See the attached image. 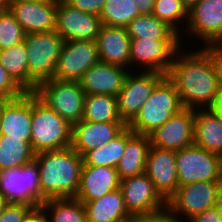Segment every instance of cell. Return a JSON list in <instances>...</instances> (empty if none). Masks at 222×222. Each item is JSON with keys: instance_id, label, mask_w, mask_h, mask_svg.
Masks as SVG:
<instances>
[{"instance_id": "1", "label": "cell", "mask_w": 222, "mask_h": 222, "mask_svg": "<svg viewBox=\"0 0 222 222\" xmlns=\"http://www.w3.org/2000/svg\"><path fill=\"white\" fill-rule=\"evenodd\" d=\"M187 52L182 47L176 52L166 76L184 108L211 109L220 91L212 62L201 48Z\"/></svg>"}, {"instance_id": "2", "label": "cell", "mask_w": 222, "mask_h": 222, "mask_svg": "<svg viewBox=\"0 0 222 222\" xmlns=\"http://www.w3.org/2000/svg\"><path fill=\"white\" fill-rule=\"evenodd\" d=\"M40 172V190L48 199L76 198L83 157L70 147L35 154Z\"/></svg>"}, {"instance_id": "3", "label": "cell", "mask_w": 222, "mask_h": 222, "mask_svg": "<svg viewBox=\"0 0 222 222\" xmlns=\"http://www.w3.org/2000/svg\"><path fill=\"white\" fill-rule=\"evenodd\" d=\"M182 109L184 107L174 84L165 76L127 126L134 133L149 135Z\"/></svg>"}, {"instance_id": "4", "label": "cell", "mask_w": 222, "mask_h": 222, "mask_svg": "<svg viewBox=\"0 0 222 222\" xmlns=\"http://www.w3.org/2000/svg\"><path fill=\"white\" fill-rule=\"evenodd\" d=\"M72 125L32 92L31 146L35 153L71 146Z\"/></svg>"}, {"instance_id": "5", "label": "cell", "mask_w": 222, "mask_h": 222, "mask_svg": "<svg viewBox=\"0 0 222 222\" xmlns=\"http://www.w3.org/2000/svg\"><path fill=\"white\" fill-rule=\"evenodd\" d=\"M221 203L220 182H194L179 186L166 206L176 222H184L183 219L187 222L193 216Z\"/></svg>"}, {"instance_id": "6", "label": "cell", "mask_w": 222, "mask_h": 222, "mask_svg": "<svg viewBox=\"0 0 222 222\" xmlns=\"http://www.w3.org/2000/svg\"><path fill=\"white\" fill-rule=\"evenodd\" d=\"M34 93L71 125L82 120L86 94L79 81L49 79L39 83Z\"/></svg>"}, {"instance_id": "7", "label": "cell", "mask_w": 222, "mask_h": 222, "mask_svg": "<svg viewBox=\"0 0 222 222\" xmlns=\"http://www.w3.org/2000/svg\"><path fill=\"white\" fill-rule=\"evenodd\" d=\"M29 76L37 83L53 79L65 40L55 30L25 34Z\"/></svg>"}, {"instance_id": "8", "label": "cell", "mask_w": 222, "mask_h": 222, "mask_svg": "<svg viewBox=\"0 0 222 222\" xmlns=\"http://www.w3.org/2000/svg\"><path fill=\"white\" fill-rule=\"evenodd\" d=\"M0 194L9 203L41 207L47 198L40 190V172L36 160L18 168L0 171Z\"/></svg>"}, {"instance_id": "9", "label": "cell", "mask_w": 222, "mask_h": 222, "mask_svg": "<svg viewBox=\"0 0 222 222\" xmlns=\"http://www.w3.org/2000/svg\"><path fill=\"white\" fill-rule=\"evenodd\" d=\"M178 187L194 182H220L222 157L195 144L175 151Z\"/></svg>"}, {"instance_id": "10", "label": "cell", "mask_w": 222, "mask_h": 222, "mask_svg": "<svg viewBox=\"0 0 222 222\" xmlns=\"http://www.w3.org/2000/svg\"><path fill=\"white\" fill-rule=\"evenodd\" d=\"M130 69L123 88L117 94L118 113L121 120L128 125L151 96L155 86L166 76L155 71H141ZM134 74V75H133Z\"/></svg>"}, {"instance_id": "11", "label": "cell", "mask_w": 222, "mask_h": 222, "mask_svg": "<svg viewBox=\"0 0 222 222\" xmlns=\"http://www.w3.org/2000/svg\"><path fill=\"white\" fill-rule=\"evenodd\" d=\"M180 43L181 39H131L130 66L136 64L145 67L142 71L167 75L176 52L184 47Z\"/></svg>"}, {"instance_id": "12", "label": "cell", "mask_w": 222, "mask_h": 222, "mask_svg": "<svg viewBox=\"0 0 222 222\" xmlns=\"http://www.w3.org/2000/svg\"><path fill=\"white\" fill-rule=\"evenodd\" d=\"M99 61L96 40L65 41L53 79L79 81L84 73Z\"/></svg>"}, {"instance_id": "13", "label": "cell", "mask_w": 222, "mask_h": 222, "mask_svg": "<svg viewBox=\"0 0 222 222\" xmlns=\"http://www.w3.org/2000/svg\"><path fill=\"white\" fill-rule=\"evenodd\" d=\"M195 110L184 108L149 134L151 146L181 150L194 144Z\"/></svg>"}, {"instance_id": "14", "label": "cell", "mask_w": 222, "mask_h": 222, "mask_svg": "<svg viewBox=\"0 0 222 222\" xmlns=\"http://www.w3.org/2000/svg\"><path fill=\"white\" fill-rule=\"evenodd\" d=\"M101 26L99 15L82 12L64 0H57L55 31L65 41L96 40Z\"/></svg>"}, {"instance_id": "15", "label": "cell", "mask_w": 222, "mask_h": 222, "mask_svg": "<svg viewBox=\"0 0 222 222\" xmlns=\"http://www.w3.org/2000/svg\"><path fill=\"white\" fill-rule=\"evenodd\" d=\"M120 190L130 215L152 213L166 207V201L145 172L122 179Z\"/></svg>"}, {"instance_id": "16", "label": "cell", "mask_w": 222, "mask_h": 222, "mask_svg": "<svg viewBox=\"0 0 222 222\" xmlns=\"http://www.w3.org/2000/svg\"><path fill=\"white\" fill-rule=\"evenodd\" d=\"M187 32L204 45L222 41V0H200L189 10Z\"/></svg>"}, {"instance_id": "17", "label": "cell", "mask_w": 222, "mask_h": 222, "mask_svg": "<svg viewBox=\"0 0 222 222\" xmlns=\"http://www.w3.org/2000/svg\"><path fill=\"white\" fill-rule=\"evenodd\" d=\"M0 130L1 135H7L8 138L31 142L32 92L0 102Z\"/></svg>"}, {"instance_id": "18", "label": "cell", "mask_w": 222, "mask_h": 222, "mask_svg": "<svg viewBox=\"0 0 222 222\" xmlns=\"http://www.w3.org/2000/svg\"><path fill=\"white\" fill-rule=\"evenodd\" d=\"M145 173L153 182L155 190L167 202L178 188L175 151L150 145Z\"/></svg>"}, {"instance_id": "19", "label": "cell", "mask_w": 222, "mask_h": 222, "mask_svg": "<svg viewBox=\"0 0 222 222\" xmlns=\"http://www.w3.org/2000/svg\"><path fill=\"white\" fill-rule=\"evenodd\" d=\"M25 34L48 32L56 28L57 0L15 2L9 7Z\"/></svg>"}, {"instance_id": "20", "label": "cell", "mask_w": 222, "mask_h": 222, "mask_svg": "<svg viewBox=\"0 0 222 222\" xmlns=\"http://www.w3.org/2000/svg\"><path fill=\"white\" fill-rule=\"evenodd\" d=\"M128 69L99 61L89 68L79 80L86 95L104 94L117 96L124 85Z\"/></svg>"}, {"instance_id": "21", "label": "cell", "mask_w": 222, "mask_h": 222, "mask_svg": "<svg viewBox=\"0 0 222 222\" xmlns=\"http://www.w3.org/2000/svg\"><path fill=\"white\" fill-rule=\"evenodd\" d=\"M126 127L125 123H96L81 120L72 125L71 148L83 157L87 152L114 139Z\"/></svg>"}, {"instance_id": "22", "label": "cell", "mask_w": 222, "mask_h": 222, "mask_svg": "<svg viewBox=\"0 0 222 222\" xmlns=\"http://www.w3.org/2000/svg\"><path fill=\"white\" fill-rule=\"evenodd\" d=\"M99 60L124 68L130 66V42L127 28L102 25L97 39Z\"/></svg>"}, {"instance_id": "23", "label": "cell", "mask_w": 222, "mask_h": 222, "mask_svg": "<svg viewBox=\"0 0 222 222\" xmlns=\"http://www.w3.org/2000/svg\"><path fill=\"white\" fill-rule=\"evenodd\" d=\"M116 168L104 166H83L76 199L81 202L100 199L120 188Z\"/></svg>"}, {"instance_id": "24", "label": "cell", "mask_w": 222, "mask_h": 222, "mask_svg": "<svg viewBox=\"0 0 222 222\" xmlns=\"http://www.w3.org/2000/svg\"><path fill=\"white\" fill-rule=\"evenodd\" d=\"M150 145L149 135L134 133L126 127V147L116 167L120 180L145 172Z\"/></svg>"}, {"instance_id": "25", "label": "cell", "mask_w": 222, "mask_h": 222, "mask_svg": "<svg viewBox=\"0 0 222 222\" xmlns=\"http://www.w3.org/2000/svg\"><path fill=\"white\" fill-rule=\"evenodd\" d=\"M194 144L222 157V120L212 109L195 110Z\"/></svg>"}, {"instance_id": "26", "label": "cell", "mask_w": 222, "mask_h": 222, "mask_svg": "<svg viewBox=\"0 0 222 222\" xmlns=\"http://www.w3.org/2000/svg\"><path fill=\"white\" fill-rule=\"evenodd\" d=\"M82 203L86 211L87 222H119L130 216L120 188L107 193L100 199Z\"/></svg>"}, {"instance_id": "27", "label": "cell", "mask_w": 222, "mask_h": 222, "mask_svg": "<svg viewBox=\"0 0 222 222\" xmlns=\"http://www.w3.org/2000/svg\"><path fill=\"white\" fill-rule=\"evenodd\" d=\"M0 63L25 92L36 90L38 84L29 76L25 41L0 50Z\"/></svg>"}, {"instance_id": "28", "label": "cell", "mask_w": 222, "mask_h": 222, "mask_svg": "<svg viewBox=\"0 0 222 222\" xmlns=\"http://www.w3.org/2000/svg\"><path fill=\"white\" fill-rule=\"evenodd\" d=\"M82 120L96 123H124L118 113L116 96L86 95Z\"/></svg>"}, {"instance_id": "29", "label": "cell", "mask_w": 222, "mask_h": 222, "mask_svg": "<svg viewBox=\"0 0 222 222\" xmlns=\"http://www.w3.org/2000/svg\"><path fill=\"white\" fill-rule=\"evenodd\" d=\"M126 28L131 39H181L183 37L153 14L137 16Z\"/></svg>"}, {"instance_id": "30", "label": "cell", "mask_w": 222, "mask_h": 222, "mask_svg": "<svg viewBox=\"0 0 222 222\" xmlns=\"http://www.w3.org/2000/svg\"><path fill=\"white\" fill-rule=\"evenodd\" d=\"M31 142L0 135V171L18 168L35 159Z\"/></svg>"}, {"instance_id": "31", "label": "cell", "mask_w": 222, "mask_h": 222, "mask_svg": "<svg viewBox=\"0 0 222 222\" xmlns=\"http://www.w3.org/2000/svg\"><path fill=\"white\" fill-rule=\"evenodd\" d=\"M41 208L48 222H87L84 204L76 198L48 199Z\"/></svg>"}, {"instance_id": "32", "label": "cell", "mask_w": 222, "mask_h": 222, "mask_svg": "<svg viewBox=\"0 0 222 222\" xmlns=\"http://www.w3.org/2000/svg\"><path fill=\"white\" fill-rule=\"evenodd\" d=\"M126 147V128L114 139L83 156V166L116 168Z\"/></svg>"}, {"instance_id": "33", "label": "cell", "mask_w": 222, "mask_h": 222, "mask_svg": "<svg viewBox=\"0 0 222 222\" xmlns=\"http://www.w3.org/2000/svg\"><path fill=\"white\" fill-rule=\"evenodd\" d=\"M140 15L135 0H106L99 17L102 25L126 28L132 20Z\"/></svg>"}, {"instance_id": "34", "label": "cell", "mask_w": 222, "mask_h": 222, "mask_svg": "<svg viewBox=\"0 0 222 222\" xmlns=\"http://www.w3.org/2000/svg\"><path fill=\"white\" fill-rule=\"evenodd\" d=\"M153 15L165 22L180 36L179 24L187 25L189 10L184 5L183 0H155Z\"/></svg>"}, {"instance_id": "35", "label": "cell", "mask_w": 222, "mask_h": 222, "mask_svg": "<svg viewBox=\"0 0 222 222\" xmlns=\"http://www.w3.org/2000/svg\"><path fill=\"white\" fill-rule=\"evenodd\" d=\"M25 33L10 10L0 12V50L23 42Z\"/></svg>"}, {"instance_id": "36", "label": "cell", "mask_w": 222, "mask_h": 222, "mask_svg": "<svg viewBox=\"0 0 222 222\" xmlns=\"http://www.w3.org/2000/svg\"><path fill=\"white\" fill-rule=\"evenodd\" d=\"M24 93L25 91L11 78L0 63V102L13 100Z\"/></svg>"}, {"instance_id": "37", "label": "cell", "mask_w": 222, "mask_h": 222, "mask_svg": "<svg viewBox=\"0 0 222 222\" xmlns=\"http://www.w3.org/2000/svg\"><path fill=\"white\" fill-rule=\"evenodd\" d=\"M33 207L23 203H9L0 214V222H22Z\"/></svg>"}, {"instance_id": "38", "label": "cell", "mask_w": 222, "mask_h": 222, "mask_svg": "<svg viewBox=\"0 0 222 222\" xmlns=\"http://www.w3.org/2000/svg\"><path fill=\"white\" fill-rule=\"evenodd\" d=\"M127 222H176V219L166 206L152 213L130 215Z\"/></svg>"}, {"instance_id": "39", "label": "cell", "mask_w": 222, "mask_h": 222, "mask_svg": "<svg viewBox=\"0 0 222 222\" xmlns=\"http://www.w3.org/2000/svg\"><path fill=\"white\" fill-rule=\"evenodd\" d=\"M203 46H201L202 50L209 56L214 67L219 86L222 88V45L220 43H212Z\"/></svg>"}, {"instance_id": "40", "label": "cell", "mask_w": 222, "mask_h": 222, "mask_svg": "<svg viewBox=\"0 0 222 222\" xmlns=\"http://www.w3.org/2000/svg\"><path fill=\"white\" fill-rule=\"evenodd\" d=\"M71 7L94 15L101 14L106 0H64Z\"/></svg>"}, {"instance_id": "41", "label": "cell", "mask_w": 222, "mask_h": 222, "mask_svg": "<svg viewBox=\"0 0 222 222\" xmlns=\"http://www.w3.org/2000/svg\"><path fill=\"white\" fill-rule=\"evenodd\" d=\"M188 222H222V203L193 216Z\"/></svg>"}, {"instance_id": "42", "label": "cell", "mask_w": 222, "mask_h": 222, "mask_svg": "<svg viewBox=\"0 0 222 222\" xmlns=\"http://www.w3.org/2000/svg\"><path fill=\"white\" fill-rule=\"evenodd\" d=\"M22 222H48V218L45 215L41 207L33 208L23 219Z\"/></svg>"}, {"instance_id": "43", "label": "cell", "mask_w": 222, "mask_h": 222, "mask_svg": "<svg viewBox=\"0 0 222 222\" xmlns=\"http://www.w3.org/2000/svg\"><path fill=\"white\" fill-rule=\"evenodd\" d=\"M141 14H153L155 0H135Z\"/></svg>"}, {"instance_id": "44", "label": "cell", "mask_w": 222, "mask_h": 222, "mask_svg": "<svg viewBox=\"0 0 222 222\" xmlns=\"http://www.w3.org/2000/svg\"><path fill=\"white\" fill-rule=\"evenodd\" d=\"M222 120V88H220L218 97L211 108Z\"/></svg>"}, {"instance_id": "45", "label": "cell", "mask_w": 222, "mask_h": 222, "mask_svg": "<svg viewBox=\"0 0 222 222\" xmlns=\"http://www.w3.org/2000/svg\"><path fill=\"white\" fill-rule=\"evenodd\" d=\"M8 204V200L2 194H0V214L4 211Z\"/></svg>"}, {"instance_id": "46", "label": "cell", "mask_w": 222, "mask_h": 222, "mask_svg": "<svg viewBox=\"0 0 222 222\" xmlns=\"http://www.w3.org/2000/svg\"><path fill=\"white\" fill-rule=\"evenodd\" d=\"M10 0H0V12L9 10Z\"/></svg>"}, {"instance_id": "47", "label": "cell", "mask_w": 222, "mask_h": 222, "mask_svg": "<svg viewBox=\"0 0 222 222\" xmlns=\"http://www.w3.org/2000/svg\"><path fill=\"white\" fill-rule=\"evenodd\" d=\"M200 0H183L184 5L190 10L194 5H196Z\"/></svg>"}, {"instance_id": "48", "label": "cell", "mask_w": 222, "mask_h": 222, "mask_svg": "<svg viewBox=\"0 0 222 222\" xmlns=\"http://www.w3.org/2000/svg\"><path fill=\"white\" fill-rule=\"evenodd\" d=\"M39 1H46V0H10V3H15V2H39Z\"/></svg>"}, {"instance_id": "49", "label": "cell", "mask_w": 222, "mask_h": 222, "mask_svg": "<svg viewBox=\"0 0 222 222\" xmlns=\"http://www.w3.org/2000/svg\"><path fill=\"white\" fill-rule=\"evenodd\" d=\"M220 184H221V190H222V171H221V179H220Z\"/></svg>"}, {"instance_id": "50", "label": "cell", "mask_w": 222, "mask_h": 222, "mask_svg": "<svg viewBox=\"0 0 222 222\" xmlns=\"http://www.w3.org/2000/svg\"><path fill=\"white\" fill-rule=\"evenodd\" d=\"M119 222H127V219H124V220H122V221H119Z\"/></svg>"}]
</instances>
